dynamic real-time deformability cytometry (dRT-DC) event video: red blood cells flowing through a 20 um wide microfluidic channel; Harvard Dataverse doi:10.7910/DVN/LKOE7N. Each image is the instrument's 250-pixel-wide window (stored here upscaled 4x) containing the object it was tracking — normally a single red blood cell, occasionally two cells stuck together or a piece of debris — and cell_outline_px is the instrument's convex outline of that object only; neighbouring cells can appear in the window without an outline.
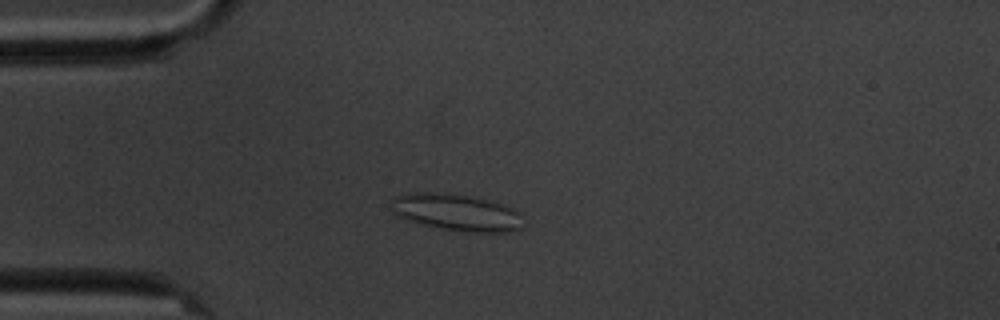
{"species": "common noctule bat (a hibernating species)", "species_latin": "Nyctalus noctula", "temperature_condition": "cold", "stored_images_in_passage": 9, "camera_frame_rate_fps": 3000, "um_per_image_px": 0.085, "animal": {"sex": "male", "body_mass_g": 20.1, "forearm_length_mm": 53.5}, "frame": {"image": 1, "passage_image": 4, "time_ms": 3.667, "image_size_px": [1000, 320], "cell_outline_px": [[520, 228], [508, 232], [464, 232], [440, 228], [420, 224], [404, 220], [396, 216], [392, 212], [392, 196], [408, 192], [444, 192], [468, 196], [500, 204], [512, 208], [520, 212]], "centroid_in_image_um": [38.69, 18.05], "position_along_channel_um": 46.3, "area_um2": 28.44}}
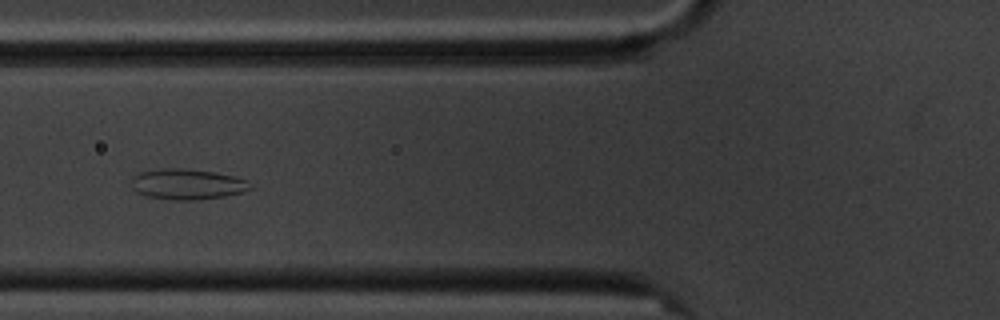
{"frame": {"image": 2, "passage_image": 6, "time_ms": 6.0, "image_size_px": [1000, 320], "cell_outline_px": [[252, 188], [240, 192], [224, 196], [196, 200], [176, 200], [144, 196], [136, 192], [132, 188], [132, 176], [140, 172], [160, 168], [184, 168], [216, 172], [236, 176], [248, 180]], "centroid_in_image_um": [15.89, 15.64], "position_along_channel_um": 109.9, "area_um2": 21.39}}